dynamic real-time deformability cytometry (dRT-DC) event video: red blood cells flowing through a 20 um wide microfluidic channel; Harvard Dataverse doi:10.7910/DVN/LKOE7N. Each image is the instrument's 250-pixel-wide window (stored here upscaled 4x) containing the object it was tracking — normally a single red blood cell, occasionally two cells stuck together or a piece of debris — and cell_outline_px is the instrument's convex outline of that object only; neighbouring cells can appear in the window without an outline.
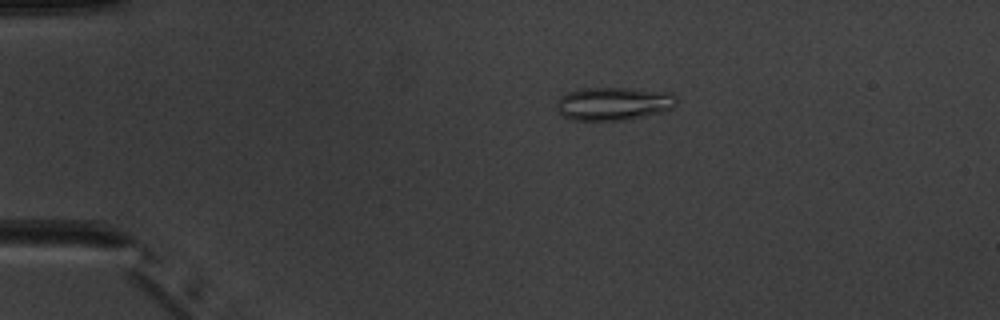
{"species": "common noctule bat (a hibernating species)", "species_latin": "Nyctalus noctula", "temperature_condition": "warm", "stored_images_in_passage": 6, "camera_frame_rate_fps": 3000, "um_per_image_px": 0.085, "animal": {"sex": "male", "body_mass_g": 20.1, "forearm_length_mm": 53.5}, "frame": {"image": 1, "passage_image": 4, "time_ms": 3.667, "image_size_px": [1000, 320], "cell_outline_px": [[676, 104], [672, 108], [660, 112], [644, 116], [624, 120], [572, 120], [556, 112], [556, 100], [560, 96], [568, 92], [580, 88], [624, 88], [672, 92], [676, 96]], "centroid_in_image_um": [52.11, 8.8], "position_along_channel_um": 32.9, "area_um2": 23.35}}
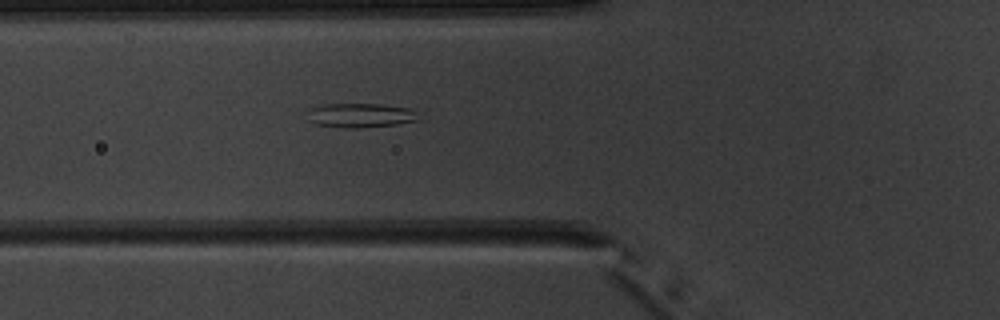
{"frame": {"image": 2, "passage_image": 6, "time_ms": 6.667, "image_size_px": [1000, 320], "cell_outline_px": [[420, 120], [396, 124], [356, 128], [344, 128], [316, 124], [308, 120], [312, 108], [324, 104], [380, 104], [408, 108], [416, 112]], "centroid_in_image_um": [30.67, 9.81], "position_along_channel_um": 95.1, "area_um2": 15.49}}